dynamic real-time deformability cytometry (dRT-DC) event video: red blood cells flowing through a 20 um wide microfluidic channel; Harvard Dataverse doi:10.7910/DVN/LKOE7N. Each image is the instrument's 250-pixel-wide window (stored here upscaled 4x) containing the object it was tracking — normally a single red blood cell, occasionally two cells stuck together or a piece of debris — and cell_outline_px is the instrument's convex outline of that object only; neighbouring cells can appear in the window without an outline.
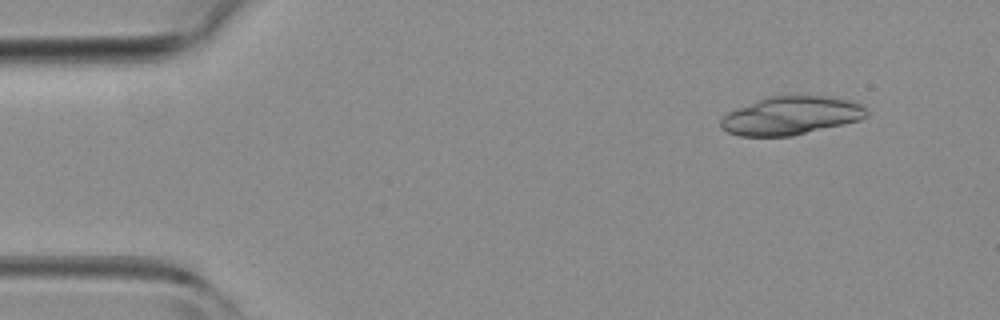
{"species": "common noctule bat (a hibernating species)", "species_latin": "Nyctalus noctula", "temperature_condition": "room temperature", "stored_images_in_passage": 4, "camera_frame_rate_fps": 3000, "um_per_image_px": 0.085, "animal": {"sex": "female", "body_mass_g": 19.3, "forearm_length_mm": 54.1}, "frame": {"image": 1, "passage_image": 1, "time_ms": 0.0, "image_size_px": [1000, 320], "cell_outline_px": [[868, 116], [860, 120], [844, 124], [792, 136], [740, 136], [728, 132], [720, 128], [720, 120], [728, 112], [736, 108], [764, 96], [828, 96], [848, 100], [860, 104], [868, 108]], "centroid_in_image_um": [67.23, 9.83], "position_along_channel_um": 17.8, "area_um2": 32.77}}
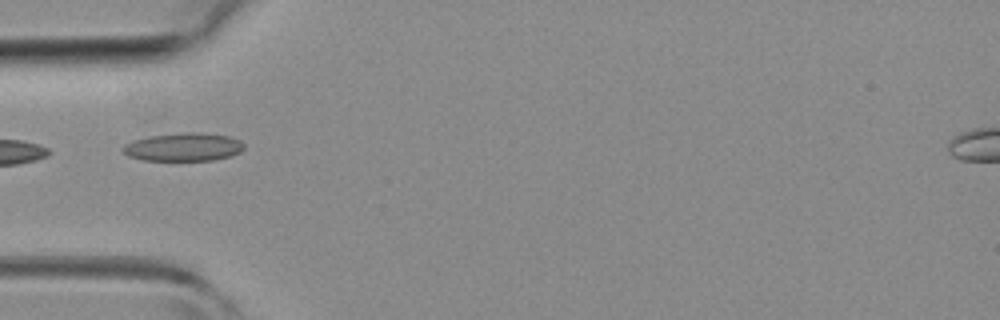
{"frame": {"image": 2, "passage_image": 4, "time_ms": 3.333, "image_size_px": [1000, 320], "cell_outline_px": [[244, 148], [240, 152], [232, 156], [212, 160], [140, 160], [128, 156], [120, 148], [124, 144], [132, 140], [148, 136], [184, 132], [196, 132], [228, 136], [240, 140], [244, 144]], "centroid_in_image_um": [15.57, 12.49], "position_along_channel_um": 69.4, "area_um2": 20.06}}